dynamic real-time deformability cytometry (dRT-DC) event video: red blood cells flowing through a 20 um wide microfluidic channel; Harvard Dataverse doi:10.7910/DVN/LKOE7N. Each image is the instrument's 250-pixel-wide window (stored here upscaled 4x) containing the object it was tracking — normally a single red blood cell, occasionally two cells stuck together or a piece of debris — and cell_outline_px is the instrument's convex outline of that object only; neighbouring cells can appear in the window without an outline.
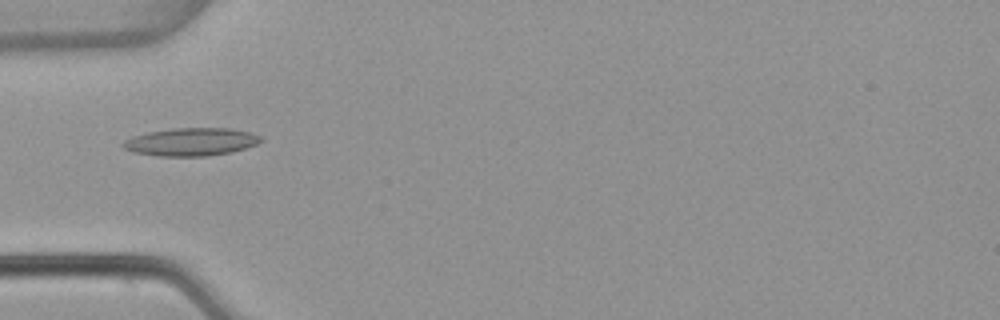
{"species": "common noctule bat (a hibernating species)", "species_latin": "Nyctalus noctula", "temperature_condition": "warm", "stored_images_in_passage": 7, "camera_frame_rate_fps": 3000, "um_per_image_px": 0.085, "animal": {"sex": "female", "body_mass_g": 22.7, "forearm_length_mm": 54.2}, "frame": {"image": 1, "passage_image": 5, "time_ms": 1.333, "image_size_px": [1000, 320], "cell_outline_px": [[264, 140], [256, 144], [232, 152], [208, 156], [156, 156], [132, 152], [124, 148], [120, 144], [124, 140], [132, 136], [148, 132], [172, 128], [232, 128], [248, 132], [260, 136]], "centroid_in_image_um": [16.21, 12.06], "position_along_channel_um": 68.8, "area_um2": 22.54}}
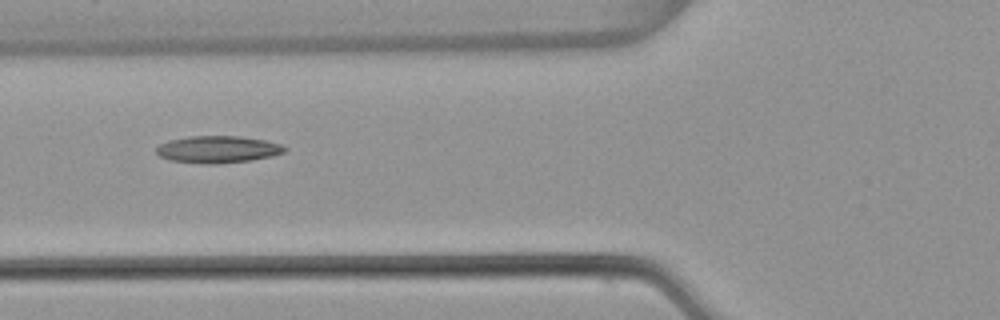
{"frame": {"image": 2, "passage_image": 6, "time_ms": 1.667, "image_size_px": [1000, 320], "cell_outline_px": [[288, 148], [284, 152], [272, 156], [252, 160], [216, 164], [204, 164], [168, 160], [160, 156], [156, 152], [156, 148], [160, 144], [168, 140], [188, 136], [240, 136], [264, 140], [280, 144]], "centroid_in_image_um": [18.49, 12.7], "position_along_channel_um": 107.3, "area_um2": 20.35}}
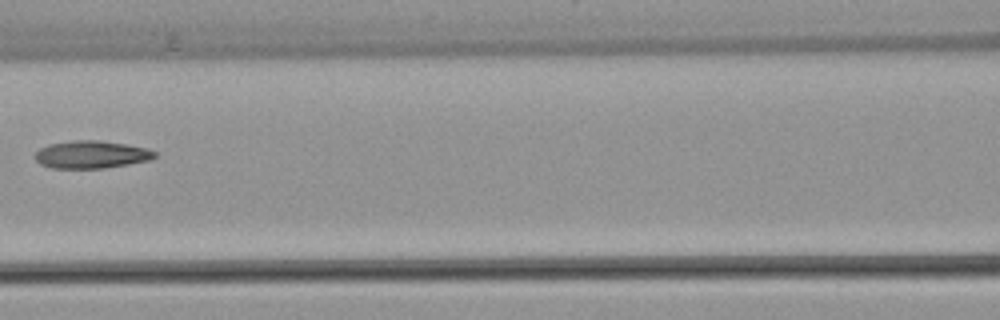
{"frame": {"image": 3, "passage_image": 7, "time_ms": 2.0, "image_size_px": [1000, 320], "cell_outline_px": [[156, 156], [148, 160], [128, 164], [104, 168], [52, 168], [40, 164], [36, 160], [36, 152], [40, 148], [48, 144], [72, 140], [100, 140], [128, 144], [144, 148], [156, 152]], "centroid_in_image_um": [7.74, 13.13], "position_along_channel_um": 158.9, "area_um2": 19.19}}